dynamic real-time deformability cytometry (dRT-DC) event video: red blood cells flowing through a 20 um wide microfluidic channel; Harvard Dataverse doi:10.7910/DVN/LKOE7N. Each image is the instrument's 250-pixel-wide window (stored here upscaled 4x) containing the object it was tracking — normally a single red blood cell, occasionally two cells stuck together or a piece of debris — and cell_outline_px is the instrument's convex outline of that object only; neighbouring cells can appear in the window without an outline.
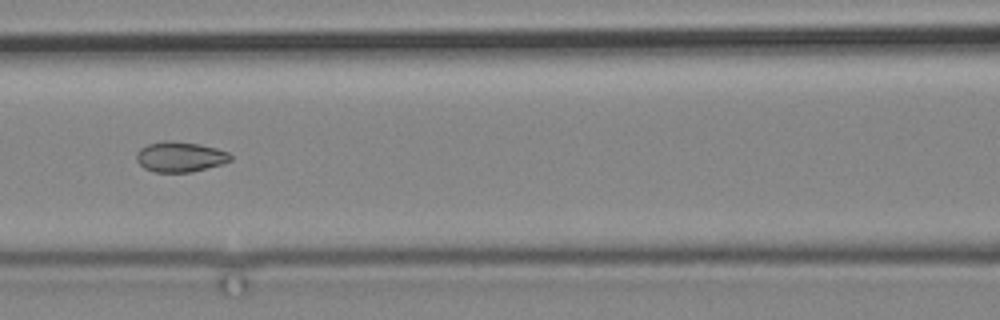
{"species": "common noctule bat (a hibernating species)", "species_latin": "Nyctalus noctula", "temperature_condition": "cold", "stored_images_in_passage": 8, "camera_frame_rate_fps": 3000, "um_per_image_px": 0.085, "animal": {"sex": "male", "body_mass_g": 19.2, "forearm_length_mm": 51.8}, "frame": {"image": 1, "passage_image": 4, "time_ms": 3.667, "image_size_px": [1000, 320], "cell_outline_px": [[232, 160], [224, 164], [192, 172], [156, 172], [144, 168], [136, 160], [136, 152], [140, 148], [148, 144], [164, 140], [172, 140], [200, 144], [216, 148], [228, 152], [232, 156]], "centroid_in_image_um": [15.32, 13.32], "position_along_channel_um": 151.3, "area_um2": 16.82}}
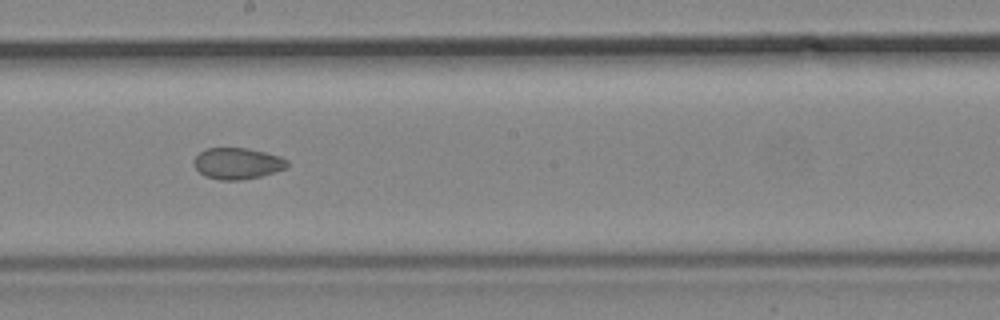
{"frame": {"image": 2, "passage_image": 6, "time_ms": 6.0, "image_size_px": [1000, 320], "cell_outline_px": [[288, 164], [284, 168], [260, 176], [240, 180], [220, 180], [204, 176], [192, 164], [192, 160], [200, 152], [208, 148], [248, 148], [280, 156], [288, 160]], "centroid_in_image_um": [20.13, 13.89], "position_along_channel_um": 228.1, "area_um2": 16.94}}
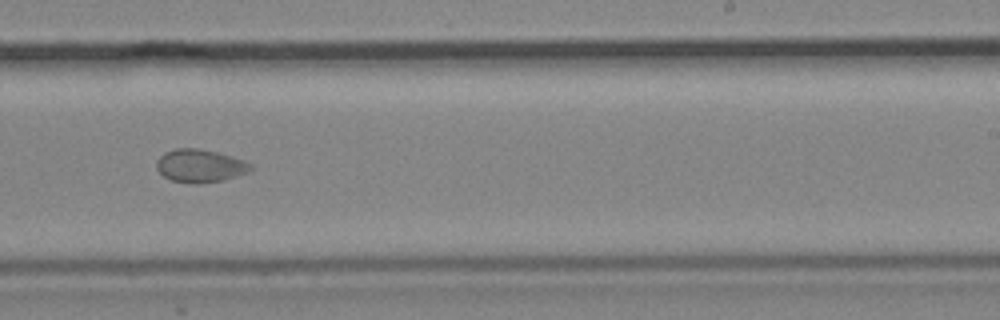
{"frame": {"image": 3, "passage_image": 7, "time_ms": 7.333, "image_size_px": [1000, 320], "cell_outline_px": [[252, 172], [224, 180], [200, 184], [192, 184], [172, 180], [164, 176], [156, 168], [156, 160], [164, 152], [176, 148], [200, 148], [216, 152], [244, 160], [252, 164]], "centroid_in_image_um": [17.02, 14.1], "position_along_channel_um": 272.0, "area_um2": 18.38}}